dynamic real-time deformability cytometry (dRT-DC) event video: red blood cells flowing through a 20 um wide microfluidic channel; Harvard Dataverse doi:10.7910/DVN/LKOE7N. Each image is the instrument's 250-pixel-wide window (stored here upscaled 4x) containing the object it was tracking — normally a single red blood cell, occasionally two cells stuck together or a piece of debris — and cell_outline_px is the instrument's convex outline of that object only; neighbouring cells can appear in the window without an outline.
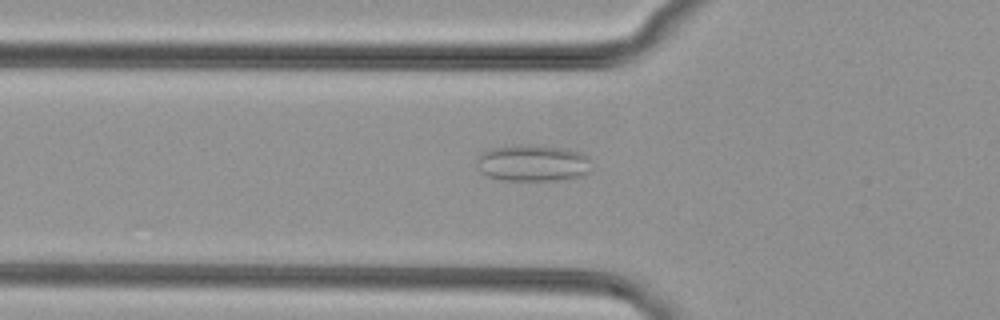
{"species": "common noctule bat (a hibernating species)", "species_latin": "Nyctalus noctula", "temperature_condition": "cold", "stored_images_in_passage": 47, "camera_frame_rate_fps": 3000, "um_per_image_px": 0.085, "animal": {"sex": "female", "body_mass_g": 29.2, "forearm_length_mm": 56.3}, "frame": {"image": 1, "passage_image": 13, "time_ms": 4.0, "image_size_px": [1000, 320], "cell_outline_px": [[592, 160], [588, 172], [584, 176], [560, 180], [504, 180], [488, 176], [480, 172], [476, 168], [476, 160], [480, 152], [492, 148], [516, 144], [544, 144], [564, 148], [580, 152], [588, 156]], "centroid_in_image_um": [45.28, 13.83], "position_along_channel_um": 80.5, "area_um2": 25.2}}
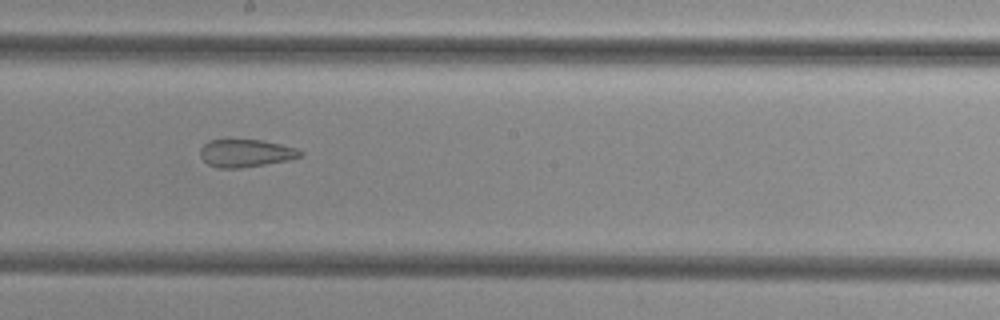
{"frame": {"image": 2, "passage_image": 24, "time_ms": 7.667, "image_size_px": [1000, 320], "cell_outline_px": [[304, 156], [288, 160], [240, 168], [220, 168], [208, 164], [200, 156], [200, 148], [208, 140], [228, 136], [264, 140], [296, 148], [304, 152]], "centroid_in_image_um": [20.86, 12.96], "position_along_channel_um": 227.3, "area_um2": 16.94}}
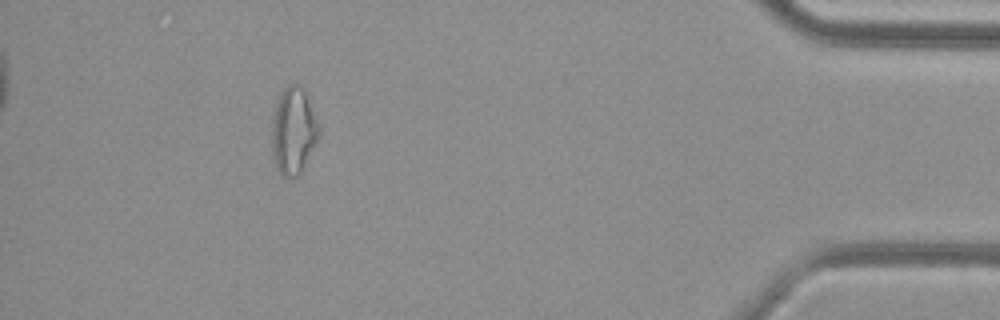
{"frame": {"image": 3, "passage_image": 42, "time_ms": 13.667, "image_size_px": [1000, 320], "cell_outline_px": [[320, 132], [300, 176], [280, 176], [276, 168], [272, 156], [272, 120], [280, 96], [284, 88], [288, 84], [300, 84], [304, 88], [320, 124]], "centroid_in_image_um": [24.95, 11.13], "position_along_channel_um": 410.2, "area_um2": 23.93}}